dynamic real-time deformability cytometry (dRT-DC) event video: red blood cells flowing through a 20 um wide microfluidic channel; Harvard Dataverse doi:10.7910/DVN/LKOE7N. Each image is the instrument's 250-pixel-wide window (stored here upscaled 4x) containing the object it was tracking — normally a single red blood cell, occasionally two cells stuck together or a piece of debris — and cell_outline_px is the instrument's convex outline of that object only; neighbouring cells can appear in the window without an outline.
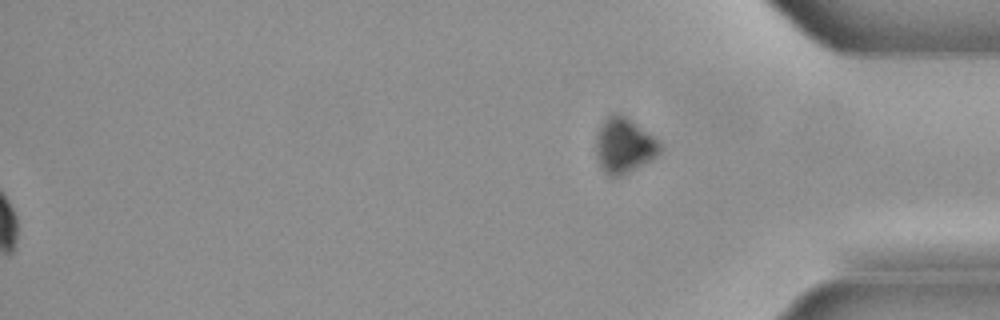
{"species": "common noctule bat (a hibernating species)", "species_latin": "Nyctalus noctula", "temperature_condition": "cold", "stored_images_in_passage": 50, "segment_of_instrument_passage": [2, 2], "camera_frame_rate_fps": 3000, "um_per_image_px": 0.085, "animal": {"sex": "male", "body_mass_g": 21.5, "forearm_length_mm": 52.0}, "frame": {"image": 1, "passage_image": 50, "time_ms": 16.333, "image_size_px": [1000, 320], "cell_outline_px": [[660, 152], [656, 156], [620, 176], [608, 176], [604, 172], [596, 156], [596, 136], [600, 124], [612, 112], [616, 112], [628, 116], [656, 136], [660, 140]], "centroid_in_image_um": [53.04, 12.3], "position_along_channel_um": 382.2, "area_um2": 20.81}}